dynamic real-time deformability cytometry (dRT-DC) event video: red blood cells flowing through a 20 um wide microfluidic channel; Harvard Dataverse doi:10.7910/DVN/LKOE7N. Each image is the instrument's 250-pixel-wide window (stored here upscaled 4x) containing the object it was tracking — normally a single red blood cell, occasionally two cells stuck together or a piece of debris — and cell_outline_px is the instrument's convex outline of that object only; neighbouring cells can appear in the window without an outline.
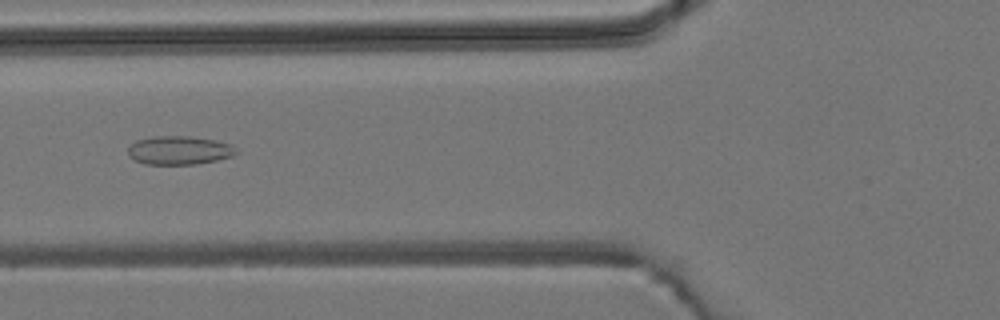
{"species": "common noctule bat (a hibernating species)", "species_latin": "Nyctalus noctula", "temperature_condition": "room temperature", "stored_images_in_passage": 4, "camera_frame_rate_fps": 3000, "um_per_image_px": 0.085, "animal": {"sex": "male", "body_mass_g": 19.2, "forearm_length_mm": 51.8}, "frame": {"image": 1, "passage_image": 3, "time_ms": 2.333, "image_size_px": [1000, 320], "cell_outline_px": [[240, 152], [232, 156], [216, 160], [196, 164], [144, 164], [128, 156], [128, 148], [136, 140], [152, 136], [192, 136], [216, 140], [232, 144]], "centroid_in_image_um": [15.26, 12.76], "position_along_channel_um": 110.5, "area_um2": 18.21}}
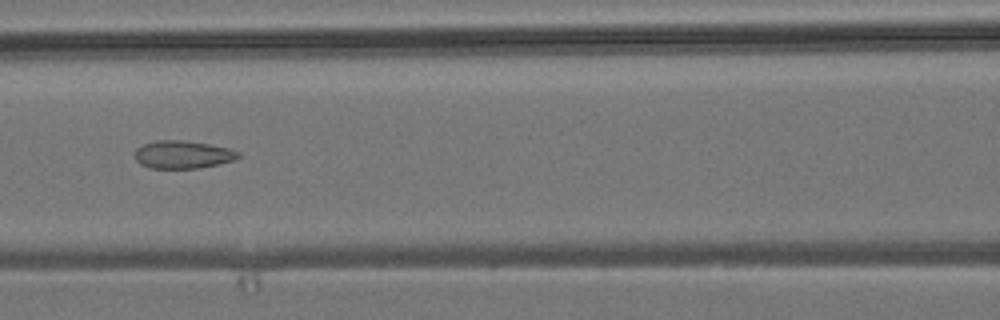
{"frame": {"image": 2, "passage_image": 4, "time_ms": 3.333, "image_size_px": [1000, 320], "cell_outline_px": [[240, 156], [232, 160], [200, 168], [152, 168], [140, 164], [136, 160], [136, 148], [144, 144], [156, 140], [184, 140], [208, 144], [228, 148], [240, 152]], "centroid_in_image_um": [15.52, 13.13], "position_along_channel_um": 151.1, "area_um2": 16.59}}